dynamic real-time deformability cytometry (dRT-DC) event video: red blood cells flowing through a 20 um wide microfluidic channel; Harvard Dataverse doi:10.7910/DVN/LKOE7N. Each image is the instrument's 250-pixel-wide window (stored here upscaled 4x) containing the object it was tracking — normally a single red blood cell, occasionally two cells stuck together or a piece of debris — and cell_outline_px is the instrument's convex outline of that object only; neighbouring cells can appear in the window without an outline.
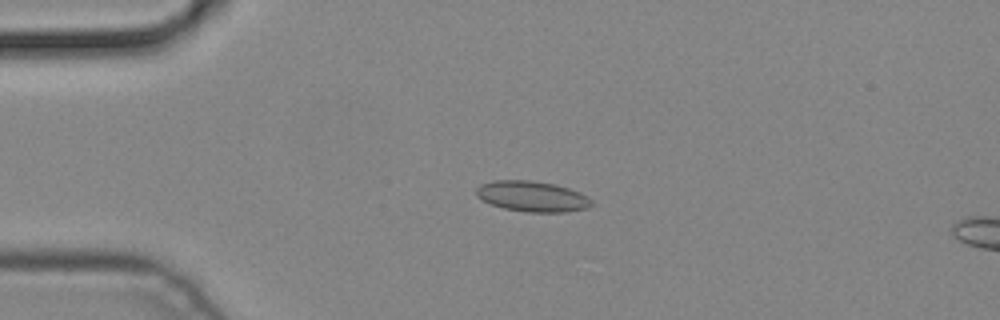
{"species": "common noctule bat (a hibernating species)", "species_latin": "Nyctalus noctula", "temperature_condition": "cold", "stored_images_in_passage": 3, "camera_frame_rate_fps": 3000, "um_per_image_px": 0.085, "animal": {"sex": "male", "body_mass_g": 19.2, "forearm_length_mm": 51.8}, "frame": {"image": 1, "passage_image": 2, "time_ms": 0.333, "image_size_px": [1000, 320], "cell_outline_px": [[592, 204], [588, 208], [564, 212], [528, 212], [504, 208], [480, 200], [476, 196], [476, 188], [480, 184], [492, 180], [532, 180], [556, 184], [580, 192], [588, 196], [592, 200]], "centroid_in_image_um": [45.22, 16.68], "position_along_channel_um": 39.8, "area_um2": 20.75}}